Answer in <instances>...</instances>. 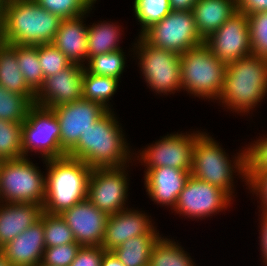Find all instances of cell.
Masks as SVG:
<instances>
[{"label": "cell", "mask_w": 267, "mask_h": 266, "mask_svg": "<svg viewBox=\"0 0 267 266\" xmlns=\"http://www.w3.org/2000/svg\"><path fill=\"white\" fill-rule=\"evenodd\" d=\"M125 56L121 48L114 52L95 55L86 61L84 66L88 62L85 69L89 73L120 80V76L123 74L125 68Z\"/></svg>", "instance_id": "4dcf8cb0"}, {"label": "cell", "mask_w": 267, "mask_h": 266, "mask_svg": "<svg viewBox=\"0 0 267 266\" xmlns=\"http://www.w3.org/2000/svg\"><path fill=\"white\" fill-rule=\"evenodd\" d=\"M119 25L112 22L93 23L88 27L87 54L88 60L99 54L110 53L120 50L119 38H121Z\"/></svg>", "instance_id": "484cf974"}, {"label": "cell", "mask_w": 267, "mask_h": 266, "mask_svg": "<svg viewBox=\"0 0 267 266\" xmlns=\"http://www.w3.org/2000/svg\"><path fill=\"white\" fill-rule=\"evenodd\" d=\"M133 46L140 60V69L147 86L161 94H174L181 88L180 54L157 48L147 43L140 35Z\"/></svg>", "instance_id": "ba28073f"}, {"label": "cell", "mask_w": 267, "mask_h": 266, "mask_svg": "<svg viewBox=\"0 0 267 266\" xmlns=\"http://www.w3.org/2000/svg\"><path fill=\"white\" fill-rule=\"evenodd\" d=\"M191 170L174 167L148 168L145 171V189L152 201L174 209L179 193L190 177Z\"/></svg>", "instance_id": "ffe728a7"}, {"label": "cell", "mask_w": 267, "mask_h": 266, "mask_svg": "<svg viewBox=\"0 0 267 266\" xmlns=\"http://www.w3.org/2000/svg\"><path fill=\"white\" fill-rule=\"evenodd\" d=\"M126 167L92 168L89 174L87 199L108 216L127 209L129 180Z\"/></svg>", "instance_id": "8fae6325"}, {"label": "cell", "mask_w": 267, "mask_h": 266, "mask_svg": "<svg viewBox=\"0 0 267 266\" xmlns=\"http://www.w3.org/2000/svg\"><path fill=\"white\" fill-rule=\"evenodd\" d=\"M155 227L145 213L127 208L108 216L101 247L112 251L129 238L150 234Z\"/></svg>", "instance_id": "d6986e66"}, {"label": "cell", "mask_w": 267, "mask_h": 266, "mask_svg": "<svg viewBox=\"0 0 267 266\" xmlns=\"http://www.w3.org/2000/svg\"><path fill=\"white\" fill-rule=\"evenodd\" d=\"M62 20L34 0H6L2 16L3 42L31 46L52 43Z\"/></svg>", "instance_id": "7a4b0ae2"}, {"label": "cell", "mask_w": 267, "mask_h": 266, "mask_svg": "<svg viewBox=\"0 0 267 266\" xmlns=\"http://www.w3.org/2000/svg\"><path fill=\"white\" fill-rule=\"evenodd\" d=\"M231 200L233 198L219 187L190 175L173 210L188 218L204 219L227 209Z\"/></svg>", "instance_id": "7c38bea8"}, {"label": "cell", "mask_w": 267, "mask_h": 266, "mask_svg": "<svg viewBox=\"0 0 267 266\" xmlns=\"http://www.w3.org/2000/svg\"><path fill=\"white\" fill-rule=\"evenodd\" d=\"M260 250H261V258L264 260L265 266H267V213H261L260 216Z\"/></svg>", "instance_id": "7bdbcfd3"}, {"label": "cell", "mask_w": 267, "mask_h": 266, "mask_svg": "<svg viewBox=\"0 0 267 266\" xmlns=\"http://www.w3.org/2000/svg\"><path fill=\"white\" fill-rule=\"evenodd\" d=\"M22 156L39 152L43 160L59 159L67 154L60 145V126L52 109L34 104L21 125Z\"/></svg>", "instance_id": "9c48e42d"}, {"label": "cell", "mask_w": 267, "mask_h": 266, "mask_svg": "<svg viewBox=\"0 0 267 266\" xmlns=\"http://www.w3.org/2000/svg\"><path fill=\"white\" fill-rule=\"evenodd\" d=\"M196 133L169 134L149 145L140 152L139 161L146 168L174 167L181 170H191L193 150L196 139L202 134Z\"/></svg>", "instance_id": "4fadbf2b"}, {"label": "cell", "mask_w": 267, "mask_h": 266, "mask_svg": "<svg viewBox=\"0 0 267 266\" xmlns=\"http://www.w3.org/2000/svg\"><path fill=\"white\" fill-rule=\"evenodd\" d=\"M241 151L232 163L219 143L203 132L195 141L190 175L219 187L233 197L234 171L238 172L237 175H241L247 184L246 149Z\"/></svg>", "instance_id": "5b68a950"}, {"label": "cell", "mask_w": 267, "mask_h": 266, "mask_svg": "<svg viewBox=\"0 0 267 266\" xmlns=\"http://www.w3.org/2000/svg\"><path fill=\"white\" fill-rule=\"evenodd\" d=\"M0 85L9 92L20 95H36L22 75L16 59L15 48L4 42L0 44Z\"/></svg>", "instance_id": "d4e9b609"}, {"label": "cell", "mask_w": 267, "mask_h": 266, "mask_svg": "<svg viewBox=\"0 0 267 266\" xmlns=\"http://www.w3.org/2000/svg\"><path fill=\"white\" fill-rule=\"evenodd\" d=\"M247 178L254 171H267V137L246 147Z\"/></svg>", "instance_id": "f35d334b"}, {"label": "cell", "mask_w": 267, "mask_h": 266, "mask_svg": "<svg viewBox=\"0 0 267 266\" xmlns=\"http://www.w3.org/2000/svg\"><path fill=\"white\" fill-rule=\"evenodd\" d=\"M43 211L40 218L15 239L0 248L12 266H37L45 250Z\"/></svg>", "instance_id": "ac0fdd59"}, {"label": "cell", "mask_w": 267, "mask_h": 266, "mask_svg": "<svg viewBox=\"0 0 267 266\" xmlns=\"http://www.w3.org/2000/svg\"><path fill=\"white\" fill-rule=\"evenodd\" d=\"M2 16H3V14H0V44L3 42V39H2Z\"/></svg>", "instance_id": "7dc6e473"}, {"label": "cell", "mask_w": 267, "mask_h": 266, "mask_svg": "<svg viewBox=\"0 0 267 266\" xmlns=\"http://www.w3.org/2000/svg\"><path fill=\"white\" fill-rule=\"evenodd\" d=\"M44 240L46 247H55L76 242L72 230L60 214L43 211Z\"/></svg>", "instance_id": "836d02e7"}, {"label": "cell", "mask_w": 267, "mask_h": 266, "mask_svg": "<svg viewBox=\"0 0 267 266\" xmlns=\"http://www.w3.org/2000/svg\"><path fill=\"white\" fill-rule=\"evenodd\" d=\"M101 266H125L112 251H105Z\"/></svg>", "instance_id": "f6af8a7d"}, {"label": "cell", "mask_w": 267, "mask_h": 266, "mask_svg": "<svg viewBox=\"0 0 267 266\" xmlns=\"http://www.w3.org/2000/svg\"><path fill=\"white\" fill-rule=\"evenodd\" d=\"M42 211L39 204L0 202V248L37 222Z\"/></svg>", "instance_id": "7402d4cb"}, {"label": "cell", "mask_w": 267, "mask_h": 266, "mask_svg": "<svg viewBox=\"0 0 267 266\" xmlns=\"http://www.w3.org/2000/svg\"><path fill=\"white\" fill-rule=\"evenodd\" d=\"M181 88L199 98L217 100L224 86L227 64L203 42L180 54Z\"/></svg>", "instance_id": "8992f818"}, {"label": "cell", "mask_w": 267, "mask_h": 266, "mask_svg": "<svg viewBox=\"0 0 267 266\" xmlns=\"http://www.w3.org/2000/svg\"><path fill=\"white\" fill-rule=\"evenodd\" d=\"M37 266H47V265H43V264L39 263Z\"/></svg>", "instance_id": "f907efd6"}, {"label": "cell", "mask_w": 267, "mask_h": 266, "mask_svg": "<svg viewBox=\"0 0 267 266\" xmlns=\"http://www.w3.org/2000/svg\"><path fill=\"white\" fill-rule=\"evenodd\" d=\"M6 0H0V14H3Z\"/></svg>", "instance_id": "c3c4849f"}, {"label": "cell", "mask_w": 267, "mask_h": 266, "mask_svg": "<svg viewBox=\"0 0 267 266\" xmlns=\"http://www.w3.org/2000/svg\"><path fill=\"white\" fill-rule=\"evenodd\" d=\"M28 157L3 160L0 166V202L33 203L43 207L46 176Z\"/></svg>", "instance_id": "52a82bcc"}, {"label": "cell", "mask_w": 267, "mask_h": 266, "mask_svg": "<svg viewBox=\"0 0 267 266\" xmlns=\"http://www.w3.org/2000/svg\"><path fill=\"white\" fill-rule=\"evenodd\" d=\"M161 237L155 228L150 234L129 238L112 252L125 266H148L151 251Z\"/></svg>", "instance_id": "cb8c5ba5"}, {"label": "cell", "mask_w": 267, "mask_h": 266, "mask_svg": "<svg viewBox=\"0 0 267 266\" xmlns=\"http://www.w3.org/2000/svg\"><path fill=\"white\" fill-rule=\"evenodd\" d=\"M185 252L178 242L161 237L151 251L148 266H196Z\"/></svg>", "instance_id": "f1b7e54d"}, {"label": "cell", "mask_w": 267, "mask_h": 266, "mask_svg": "<svg viewBox=\"0 0 267 266\" xmlns=\"http://www.w3.org/2000/svg\"><path fill=\"white\" fill-rule=\"evenodd\" d=\"M236 11V0H197L192 12L200 37L206 40Z\"/></svg>", "instance_id": "603a6c76"}, {"label": "cell", "mask_w": 267, "mask_h": 266, "mask_svg": "<svg viewBox=\"0 0 267 266\" xmlns=\"http://www.w3.org/2000/svg\"><path fill=\"white\" fill-rule=\"evenodd\" d=\"M46 164V197L43 211L60 214L87 198L91 168L68 156L44 160Z\"/></svg>", "instance_id": "277c9868"}, {"label": "cell", "mask_w": 267, "mask_h": 266, "mask_svg": "<svg viewBox=\"0 0 267 266\" xmlns=\"http://www.w3.org/2000/svg\"><path fill=\"white\" fill-rule=\"evenodd\" d=\"M204 43L223 63H231L252 54L248 15L236 11Z\"/></svg>", "instance_id": "9a60e30c"}, {"label": "cell", "mask_w": 267, "mask_h": 266, "mask_svg": "<svg viewBox=\"0 0 267 266\" xmlns=\"http://www.w3.org/2000/svg\"><path fill=\"white\" fill-rule=\"evenodd\" d=\"M22 123L0 119V158L11 160L22 158Z\"/></svg>", "instance_id": "d6a6232c"}, {"label": "cell", "mask_w": 267, "mask_h": 266, "mask_svg": "<svg viewBox=\"0 0 267 266\" xmlns=\"http://www.w3.org/2000/svg\"><path fill=\"white\" fill-rule=\"evenodd\" d=\"M35 96L9 92L0 85V119L22 123L34 105Z\"/></svg>", "instance_id": "f546056e"}, {"label": "cell", "mask_w": 267, "mask_h": 266, "mask_svg": "<svg viewBox=\"0 0 267 266\" xmlns=\"http://www.w3.org/2000/svg\"><path fill=\"white\" fill-rule=\"evenodd\" d=\"M0 266H12L5 258V256L0 251Z\"/></svg>", "instance_id": "bcb514c9"}, {"label": "cell", "mask_w": 267, "mask_h": 266, "mask_svg": "<svg viewBox=\"0 0 267 266\" xmlns=\"http://www.w3.org/2000/svg\"><path fill=\"white\" fill-rule=\"evenodd\" d=\"M150 45L182 54L202 44L192 11H171L140 35Z\"/></svg>", "instance_id": "30bf717a"}, {"label": "cell", "mask_w": 267, "mask_h": 266, "mask_svg": "<svg viewBox=\"0 0 267 266\" xmlns=\"http://www.w3.org/2000/svg\"><path fill=\"white\" fill-rule=\"evenodd\" d=\"M104 252L101 246H81L70 266H101Z\"/></svg>", "instance_id": "ab89813d"}, {"label": "cell", "mask_w": 267, "mask_h": 266, "mask_svg": "<svg viewBox=\"0 0 267 266\" xmlns=\"http://www.w3.org/2000/svg\"><path fill=\"white\" fill-rule=\"evenodd\" d=\"M84 70L85 66L72 63L59 73L46 77L36 93L34 104L51 109L82 99Z\"/></svg>", "instance_id": "2e32d148"}, {"label": "cell", "mask_w": 267, "mask_h": 266, "mask_svg": "<svg viewBox=\"0 0 267 266\" xmlns=\"http://www.w3.org/2000/svg\"><path fill=\"white\" fill-rule=\"evenodd\" d=\"M247 185L261 200L262 213H267V171H254L247 178Z\"/></svg>", "instance_id": "60d3db41"}, {"label": "cell", "mask_w": 267, "mask_h": 266, "mask_svg": "<svg viewBox=\"0 0 267 266\" xmlns=\"http://www.w3.org/2000/svg\"><path fill=\"white\" fill-rule=\"evenodd\" d=\"M85 15L63 19L52 42L71 63L82 66L88 61V26L83 24Z\"/></svg>", "instance_id": "44dd1931"}, {"label": "cell", "mask_w": 267, "mask_h": 266, "mask_svg": "<svg viewBox=\"0 0 267 266\" xmlns=\"http://www.w3.org/2000/svg\"><path fill=\"white\" fill-rule=\"evenodd\" d=\"M237 11L253 14L267 11V0H236Z\"/></svg>", "instance_id": "b9f144b4"}, {"label": "cell", "mask_w": 267, "mask_h": 266, "mask_svg": "<svg viewBox=\"0 0 267 266\" xmlns=\"http://www.w3.org/2000/svg\"><path fill=\"white\" fill-rule=\"evenodd\" d=\"M112 110H108L79 138L67 154L92 168L122 167L129 164L130 149L122 133L121 124Z\"/></svg>", "instance_id": "6da1fadb"}, {"label": "cell", "mask_w": 267, "mask_h": 266, "mask_svg": "<svg viewBox=\"0 0 267 266\" xmlns=\"http://www.w3.org/2000/svg\"><path fill=\"white\" fill-rule=\"evenodd\" d=\"M38 58L44 78L55 75L72 64L52 43L38 45Z\"/></svg>", "instance_id": "8d00e7d4"}, {"label": "cell", "mask_w": 267, "mask_h": 266, "mask_svg": "<svg viewBox=\"0 0 267 266\" xmlns=\"http://www.w3.org/2000/svg\"><path fill=\"white\" fill-rule=\"evenodd\" d=\"M133 10L142 35L171 12L169 0H134Z\"/></svg>", "instance_id": "1f68e13d"}, {"label": "cell", "mask_w": 267, "mask_h": 266, "mask_svg": "<svg viewBox=\"0 0 267 266\" xmlns=\"http://www.w3.org/2000/svg\"><path fill=\"white\" fill-rule=\"evenodd\" d=\"M248 24L252 54L267 59V11L248 14Z\"/></svg>", "instance_id": "d590c367"}, {"label": "cell", "mask_w": 267, "mask_h": 266, "mask_svg": "<svg viewBox=\"0 0 267 266\" xmlns=\"http://www.w3.org/2000/svg\"><path fill=\"white\" fill-rule=\"evenodd\" d=\"M34 1L52 14L60 16L62 19L74 18L83 14L90 13L93 8V6L87 0Z\"/></svg>", "instance_id": "e575fe53"}, {"label": "cell", "mask_w": 267, "mask_h": 266, "mask_svg": "<svg viewBox=\"0 0 267 266\" xmlns=\"http://www.w3.org/2000/svg\"><path fill=\"white\" fill-rule=\"evenodd\" d=\"M119 80L113 77L89 73L86 69L83 75V99L101 104L110 109L109 100L116 93Z\"/></svg>", "instance_id": "83f0119b"}, {"label": "cell", "mask_w": 267, "mask_h": 266, "mask_svg": "<svg viewBox=\"0 0 267 266\" xmlns=\"http://www.w3.org/2000/svg\"><path fill=\"white\" fill-rule=\"evenodd\" d=\"M87 1L93 6L97 0H87Z\"/></svg>", "instance_id": "681fc988"}, {"label": "cell", "mask_w": 267, "mask_h": 266, "mask_svg": "<svg viewBox=\"0 0 267 266\" xmlns=\"http://www.w3.org/2000/svg\"><path fill=\"white\" fill-rule=\"evenodd\" d=\"M81 246H101L108 215L97 209L87 198L60 213Z\"/></svg>", "instance_id": "e0dca14e"}, {"label": "cell", "mask_w": 267, "mask_h": 266, "mask_svg": "<svg viewBox=\"0 0 267 266\" xmlns=\"http://www.w3.org/2000/svg\"><path fill=\"white\" fill-rule=\"evenodd\" d=\"M267 93V59L249 55L227 64L224 86L219 97L224 107L249 113Z\"/></svg>", "instance_id": "3957f363"}, {"label": "cell", "mask_w": 267, "mask_h": 266, "mask_svg": "<svg viewBox=\"0 0 267 266\" xmlns=\"http://www.w3.org/2000/svg\"><path fill=\"white\" fill-rule=\"evenodd\" d=\"M197 0H169L171 11H192Z\"/></svg>", "instance_id": "ee69618b"}, {"label": "cell", "mask_w": 267, "mask_h": 266, "mask_svg": "<svg viewBox=\"0 0 267 266\" xmlns=\"http://www.w3.org/2000/svg\"><path fill=\"white\" fill-rule=\"evenodd\" d=\"M80 247L81 245L77 242L46 247L43 252L41 264L47 266H70Z\"/></svg>", "instance_id": "74e56055"}, {"label": "cell", "mask_w": 267, "mask_h": 266, "mask_svg": "<svg viewBox=\"0 0 267 266\" xmlns=\"http://www.w3.org/2000/svg\"><path fill=\"white\" fill-rule=\"evenodd\" d=\"M16 50V59L27 85L37 93L44 82L43 71L38 58V45L11 44Z\"/></svg>", "instance_id": "4316f807"}, {"label": "cell", "mask_w": 267, "mask_h": 266, "mask_svg": "<svg viewBox=\"0 0 267 266\" xmlns=\"http://www.w3.org/2000/svg\"><path fill=\"white\" fill-rule=\"evenodd\" d=\"M51 109L57 116L60 126V145L66 154L77 145L82 133L108 111L101 104L83 98Z\"/></svg>", "instance_id": "5bb4252c"}]
</instances>
